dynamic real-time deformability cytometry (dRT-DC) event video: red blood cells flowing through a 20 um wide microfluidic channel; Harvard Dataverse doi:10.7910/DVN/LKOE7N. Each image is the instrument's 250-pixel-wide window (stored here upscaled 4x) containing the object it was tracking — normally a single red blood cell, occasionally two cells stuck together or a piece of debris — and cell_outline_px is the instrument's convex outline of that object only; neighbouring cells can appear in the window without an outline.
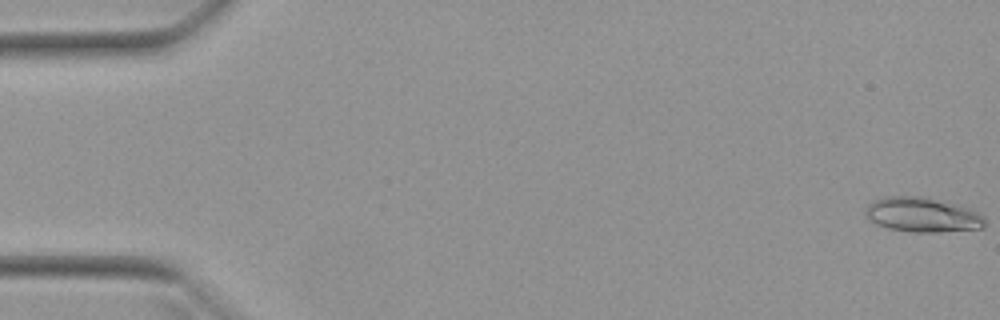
{"species": "Egyptian fruit bat (a non-hibernating species)", "species_latin": "Rousettus aegyptiacus", "temperature_condition": "warm", "stored_images_in_passage": 52, "camera_frame_rate_fps": 3000, "um_per_image_px": 0.085, "animal": {"sex": "female"}, "frame": {"image": 1, "passage_image": 1, "time_ms": 0.0, "image_size_px": [1000, 320], "cell_outline_px": [[984, 228], [940, 232], [912, 232], [888, 228], [876, 224], [868, 216], [868, 204], [872, 200], [884, 196], [920, 196], [968, 208], [984, 216]], "centroid_in_image_um": [78.4, 18.26], "position_along_channel_um": 6.6, "area_um2": 23.7}}
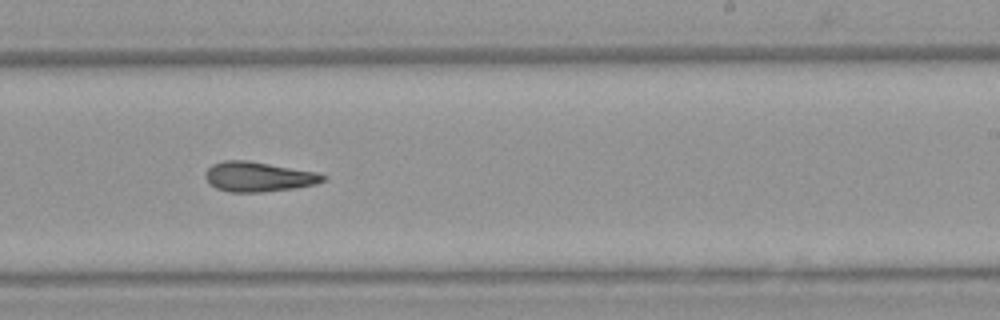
{"frame": {"image": 2, "passage_image": 32, "time_ms": 10.333, "image_size_px": [1000, 320], "cell_outline_px": [[328, 176], [324, 180], [316, 184], [292, 188], [260, 192], [228, 192], [216, 188], [208, 184], [204, 176], [208, 168], [212, 164], [224, 160], [248, 160], [316, 172]], "centroid_in_image_um": [21.92, 15.02], "position_along_channel_um": 267.1, "area_um2": 20.46}}
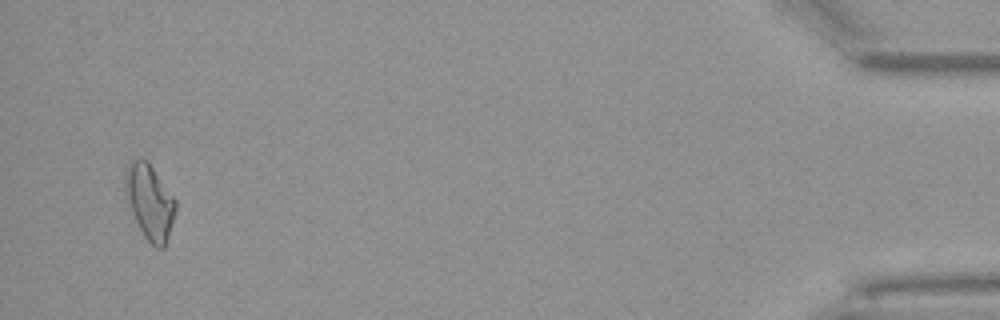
{"frame": {"image": 3, "passage_image": 50, "time_ms": 16.333, "image_size_px": [1000, 320], "cell_outline_px": [[176, 208], [172, 224], [164, 248], [156, 248], [144, 236], [132, 212], [128, 200], [124, 184], [124, 176], [128, 164], [132, 160], [148, 160], [176, 200]], "centroid_in_image_um": [12.74, 17.14], "position_along_channel_um": 422.5, "area_um2": 21.62}, "authors_computed_cell_mechanics": {"area_um2": 20.519, "velocity_mm_per_s": 3.9822, "shape_relaxation_time_tau1_ms": null, "shape_relaxation_time_tau2_ms": 7.3822, "deformation_change_tau1": null, "deformation_change_tau2": 0.2025}}